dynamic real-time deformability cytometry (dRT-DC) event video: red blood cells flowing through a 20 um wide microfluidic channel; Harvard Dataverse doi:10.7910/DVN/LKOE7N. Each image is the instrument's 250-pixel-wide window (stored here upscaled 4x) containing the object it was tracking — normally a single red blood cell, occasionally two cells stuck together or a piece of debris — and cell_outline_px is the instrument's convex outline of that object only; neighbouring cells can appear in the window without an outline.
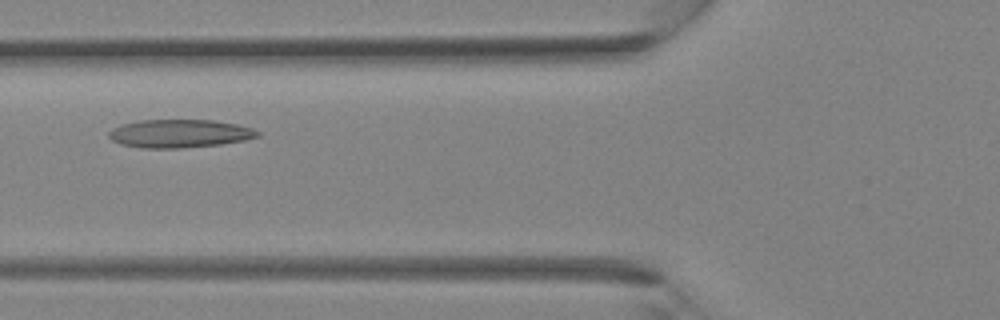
{"species": "Egyptian fruit bat (a non-hibernating species)", "species_latin": "Rousettus aegyptiacus", "temperature_condition": "room temperature", "stored_images_in_passage": 33, "camera_frame_rate_fps": 3000, "um_per_image_px": 0.085, "animal": {"sex": "female"}, "frame": {"image": 1, "passage_image": 10, "time_ms": 3.0, "image_size_px": [1000, 320], "cell_outline_px": [[260, 136], [244, 140], [220, 144], [180, 148], [140, 148], [120, 144], [112, 140], [108, 136], [108, 132], [112, 128], [120, 124], [140, 120], [212, 120], [236, 124], [252, 128], [260, 132]], "centroid_in_image_um": [15.23, 11.35], "position_along_channel_um": 110.6, "area_um2": 24.51}}
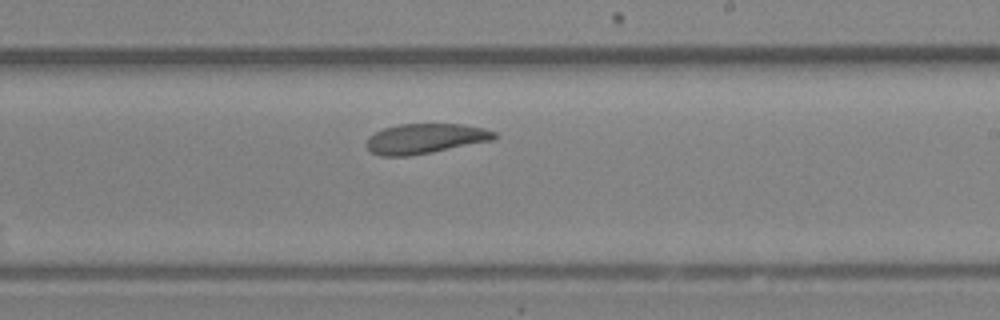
{"frame": {"image": 2, "passage_image": 18, "time_ms": 5.667, "image_size_px": [1000, 320], "cell_outline_px": [[500, 136], [492, 140], [432, 152], [408, 156], [380, 156], [372, 152], [364, 144], [368, 136], [384, 128], [400, 124], [464, 124], [484, 128], [496, 132]], "centroid_in_image_um": [36.14, 11.78], "position_along_channel_um": 252.9, "area_um2": 22.43}}
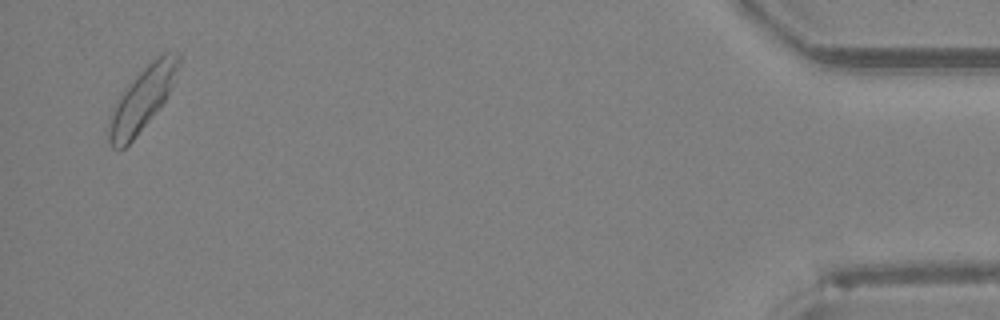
{"frame": {"image": 3, "passage_image": 32, "time_ms": 10.333, "image_size_px": [1000, 320], "cell_outline_px": [[180, 64], [172, 88], [164, 100], [152, 116], [136, 136], [120, 152], [112, 148], [108, 140], [108, 116], [116, 100], [124, 88], [156, 56], [164, 52], [180, 52]], "centroid_in_image_um": [12.05, 8.43], "position_along_channel_um": 423.1, "area_um2": 25.78}}